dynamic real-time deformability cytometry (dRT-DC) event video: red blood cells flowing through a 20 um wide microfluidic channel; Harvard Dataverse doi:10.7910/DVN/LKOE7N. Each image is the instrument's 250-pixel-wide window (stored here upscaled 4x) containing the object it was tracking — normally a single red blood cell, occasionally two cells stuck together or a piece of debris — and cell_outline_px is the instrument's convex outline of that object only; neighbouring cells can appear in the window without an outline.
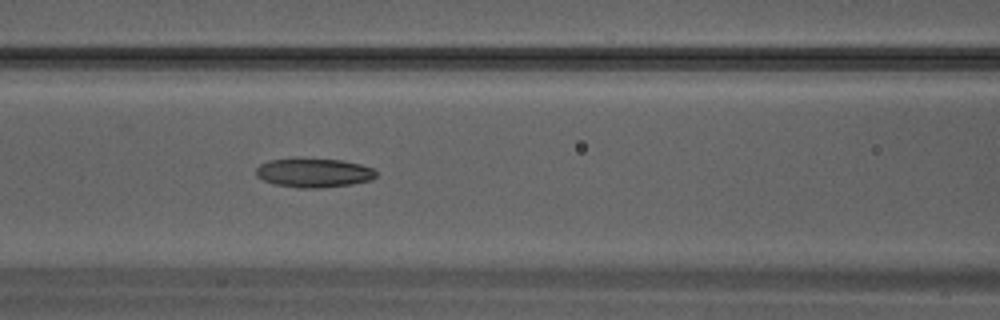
{"species": "Egyptian fruit bat (a non-hibernating species)", "species_latin": "Rousettus aegyptiacus", "temperature_condition": "warm", "stored_images_in_passage": 16, "camera_frame_rate_fps": 3000, "um_per_image_px": 0.085, "animal": {"sex": "male"}, "frame": {"image": 1, "passage_image": 14, "time_ms": 4.333, "image_size_px": [1000, 320], "cell_outline_px": [[376, 176], [372, 180], [352, 184], [320, 188], [300, 188], [272, 184], [256, 176], [256, 168], [260, 164], [268, 160], [344, 160], [360, 164], [372, 168], [376, 172]], "centroid_in_image_um": [26.68, 14.72], "position_along_channel_um": 139.9, "area_um2": 20.0}}